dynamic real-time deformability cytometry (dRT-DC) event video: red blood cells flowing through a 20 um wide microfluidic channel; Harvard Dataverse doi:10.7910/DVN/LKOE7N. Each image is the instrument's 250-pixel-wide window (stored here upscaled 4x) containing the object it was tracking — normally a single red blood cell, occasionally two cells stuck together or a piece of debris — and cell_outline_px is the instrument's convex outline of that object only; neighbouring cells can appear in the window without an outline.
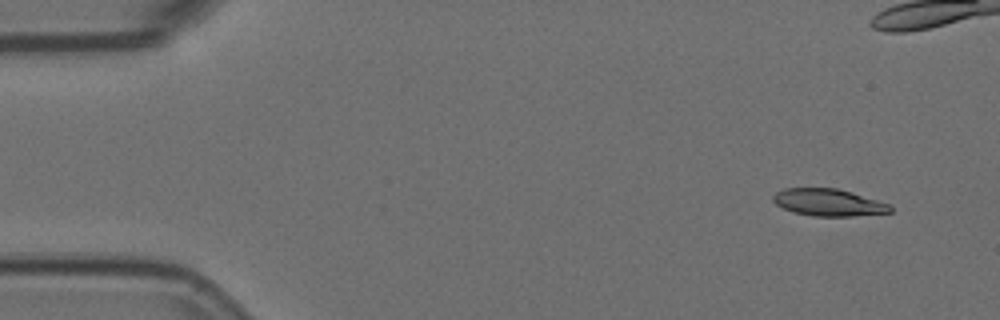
{"species": "Egyptian fruit bat (a non-hibernating species)", "species_latin": "Rousettus aegyptiacus", "temperature_condition": "room temperature", "stored_images_in_passage": 8, "segment_of_instrument_passage": [1, 2], "camera_frame_rate_fps": 3000, "um_per_image_px": 0.085, "animal": {"sex": "female"}, "frame": {"image": 1, "passage_image": 1, "time_ms": 0.0, "image_size_px": [1000, 320], "cell_outline_px": [[892, 212], [852, 216], [812, 216], [792, 212], [776, 204], [772, 200], [772, 196], [776, 192], [784, 188], [836, 188], [852, 192], [892, 204]], "centroid_in_image_um": [70.44, 17.21], "position_along_channel_um": 14.6, "area_um2": 18.67}}
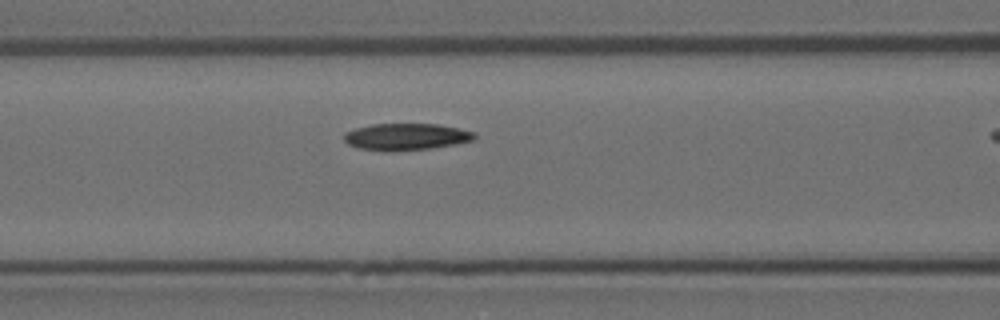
{"frame": {"image": 2, "passage_image": 7, "time_ms": 2.0, "image_size_px": [1000, 320], "cell_outline_px": [[476, 140], [456, 144], [432, 148], [392, 152], [384, 152], [360, 148], [348, 144], [344, 140], [344, 132], [356, 128], [372, 124], [440, 124], [476, 132]], "centroid_in_image_um": [34.54, 11.63], "position_along_channel_um": 132.1, "area_um2": 20.69}}